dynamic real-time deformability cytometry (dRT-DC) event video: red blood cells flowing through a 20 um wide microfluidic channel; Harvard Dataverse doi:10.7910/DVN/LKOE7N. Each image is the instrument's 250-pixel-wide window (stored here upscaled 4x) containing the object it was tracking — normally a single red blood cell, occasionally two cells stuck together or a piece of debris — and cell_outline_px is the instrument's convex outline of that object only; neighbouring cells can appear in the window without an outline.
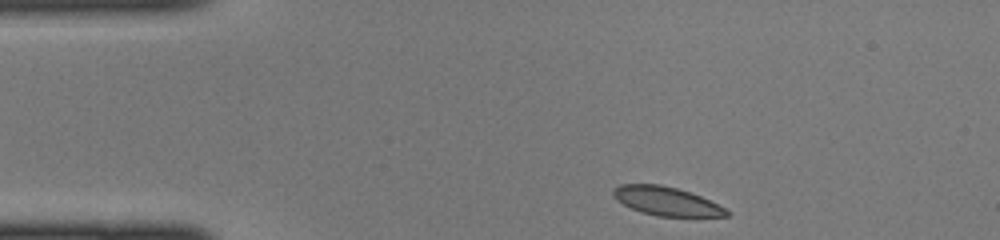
{"species": "common noctule bat (a hibernating species)", "species_latin": "Nyctalus noctula", "temperature_condition": "cold", "stored_images_in_passage": 38, "camera_frame_rate_fps": 3000, "um_per_image_px": 0.085, "animal": {"sex": "female", "body_mass_g": 22.0, "forearm_length_mm": 56.7}, "frame": {"image": 1, "passage_image": 1, "time_ms": 0.0, "image_size_px": [1000, 240], "cell_outline_px": [[732, 212], [728, 216], [656, 216], [640, 212], [616, 200], [612, 196], [612, 188], [620, 184], [660, 184], [676, 188], [700, 196]], "centroid_in_image_um": [56.59, 17.09], "position_along_channel_um": 28.4, "area_um2": 18.84}}
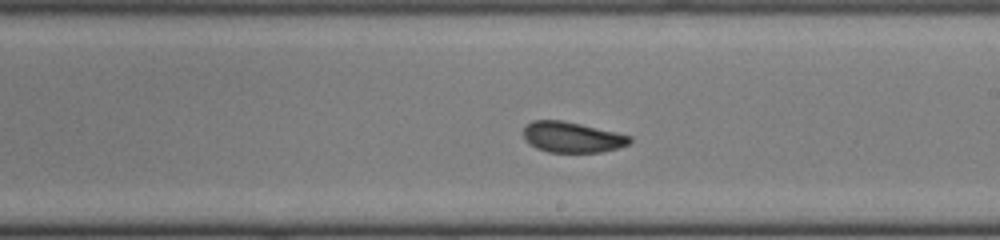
{"frame": {"image": 2, "passage_image": 19, "time_ms": 6.0, "image_size_px": [1000, 240], "cell_outline_px": [[632, 140], [628, 144], [616, 148], [600, 152], [548, 152], [536, 148], [528, 144], [524, 140], [524, 128], [532, 120], [560, 120], [580, 124], [632, 136]], "centroid_in_image_um": [48.59, 11.66], "position_along_channel_um": 240.4, "area_um2": 18.84}}
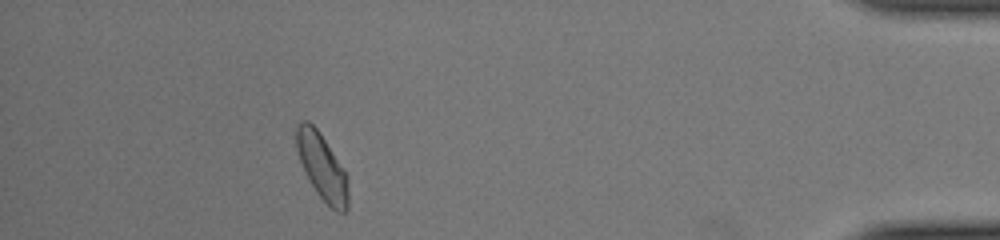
{"frame": {"image": 3, "passage_image": 34, "time_ms": 11.0, "image_size_px": [1000, 240], "cell_outline_px": [[348, 208], [344, 212], [336, 212], [316, 192], [300, 160], [296, 148], [296, 128], [300, 120], [308, 120], [320, 132], [348, 176]], "centroid_in_image_um": [27.39, 14.16], "position_along_channel_um": 407.8, "area_um2": 19.71}}